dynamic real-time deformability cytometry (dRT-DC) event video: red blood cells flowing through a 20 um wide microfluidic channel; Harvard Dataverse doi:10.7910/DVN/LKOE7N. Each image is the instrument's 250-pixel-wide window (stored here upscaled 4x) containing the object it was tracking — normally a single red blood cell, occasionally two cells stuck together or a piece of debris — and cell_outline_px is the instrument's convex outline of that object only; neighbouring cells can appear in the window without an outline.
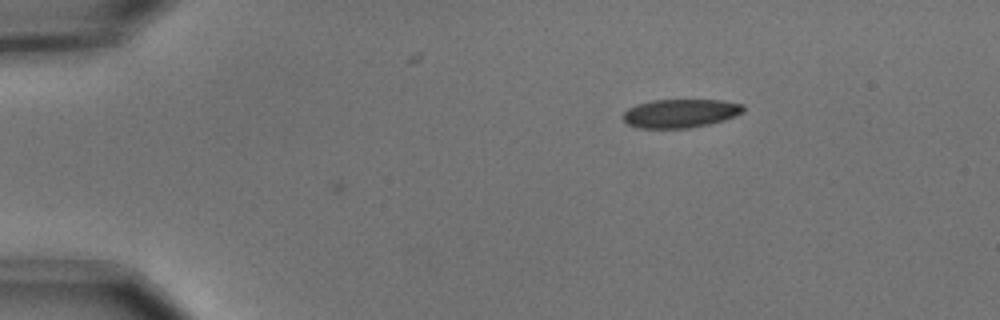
{"species": "common noctule bat (a hibernating species)", "species_latin": "Nyctalus noctula", "temperature_condition": "cold", "stored_images_in_passage": 2, "camera_frame_rate_fps": 3000, "um_per_image_px": 0.085, "animal": {"sex": "male", "body_mass_g": 15.6}, "frame": {"image": 1, "passage_image": 2, "time_ms": 0.333, "image_size_px": [1000, 320], "cell_outline_px": [[744, 112], [736, 116], [724, 120], [708, 124], [688, 128], [640, 128], [628, 124], [624, 120], [624, 112], [628, 108], [636, 104], [652, 100], [720, 100], [744, 104]], "centroid_in_image_um": [57.85, 9.63], "position_along_channel_um": 27.1, "area_um2": 20.06}}